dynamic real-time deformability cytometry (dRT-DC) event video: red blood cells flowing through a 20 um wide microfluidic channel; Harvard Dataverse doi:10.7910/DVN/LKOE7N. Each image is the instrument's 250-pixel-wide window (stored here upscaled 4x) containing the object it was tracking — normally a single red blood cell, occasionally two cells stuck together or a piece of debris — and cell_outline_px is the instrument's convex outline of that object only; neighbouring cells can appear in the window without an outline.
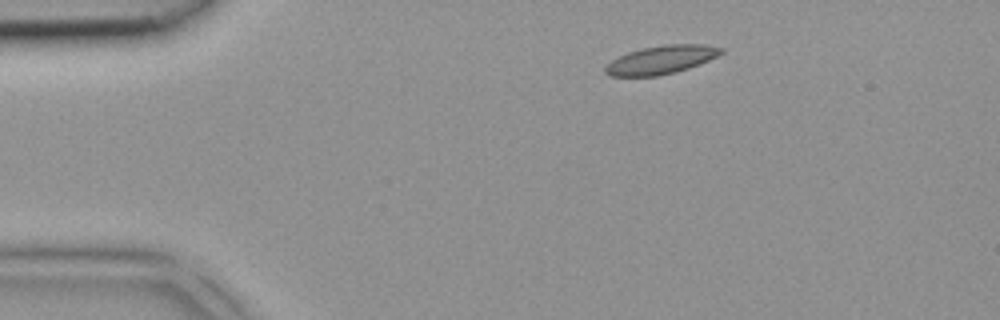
{"species": "common noctule bat (a hibernating species)", "species_latin": "Nyctalus noctula", "temperature_condition": "room temperature", "stored_images_in_passage": 2, "camera_frame_rate_fps": 3000, "um_per_image_px": 0.085, "animal": {"sex": "female", "body_mass_g": 18.4}, "frame": {"image": 1, "passage_image": 1, "time_ms": 0.0, "image_size_px": [1000, 320], "cell_outline_px": [[724, 52], [708, 60], [688, 68], [676, 72], [656, 76], [612, 76], [604, 72], [604, 68], [612, 60], [628, 52], [644, 48], [664, 44], [704, 44], [724, 48]], "centroid_in_image_um": [56.21, 5.08], "position_along_channel_um": 28.8, "area_um2": 18.96}}